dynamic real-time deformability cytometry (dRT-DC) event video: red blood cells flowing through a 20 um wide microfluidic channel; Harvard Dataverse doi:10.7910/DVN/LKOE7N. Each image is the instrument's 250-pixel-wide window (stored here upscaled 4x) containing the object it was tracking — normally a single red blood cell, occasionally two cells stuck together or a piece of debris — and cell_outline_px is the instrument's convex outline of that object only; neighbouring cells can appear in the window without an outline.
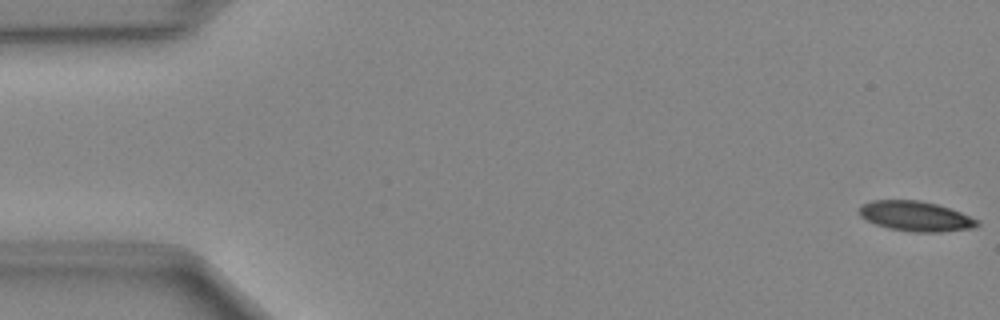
{"species": "Egyptian fruit bat (a non-hibernating species)", "species_latin": "Rousettus aegyptiacus", "temperature_condition": "cold", "stored_images_in_passage": 49, "camera_frame_rate_fps": 3000, "um_per_image_px": 0.085, "animal": {"sex": "female"}, "frame": {"image": 1, "passage_image": 1, "time_ms": 0.0, "image_size_px": [1000, 320], "cell_outline_px": [[980, 224], [972, 228], [940, 232], [912, 232], [888, 228], [876, 224], [860, 216], [860, 208], [864, 204], [872, 200], [920, 200], [936, 204], [960, 212], [980, 220]], "centroid_in_image_um": [77.86, 18.38], "position_along_channel_um": 7.1, "area_um2": 20.46}}
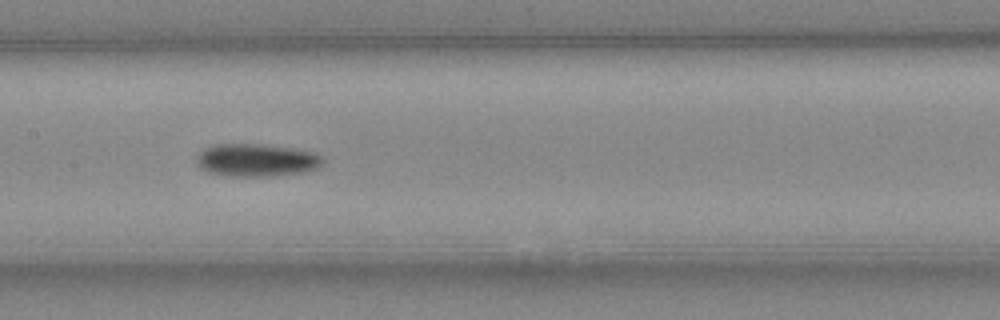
{"frame": {"image": 2, "passage_image": 24, "time_ms": 7.667, "image_size_px": [1000, 320], "cell_outline_px": [[324, 164], [316, 168], [304, 172], [272, 176], [228, 176], [208, 172], [200, 168], [196, 164], [196, 156], [204, 148], [216, 144], [260, 144], [288, 148], [312, 152], [320, 156], [324, 160]], "centroid_in_image_um": [21.76, 13.62], "position_along_channel_um": 185.6, "area_um2": 24.04}}
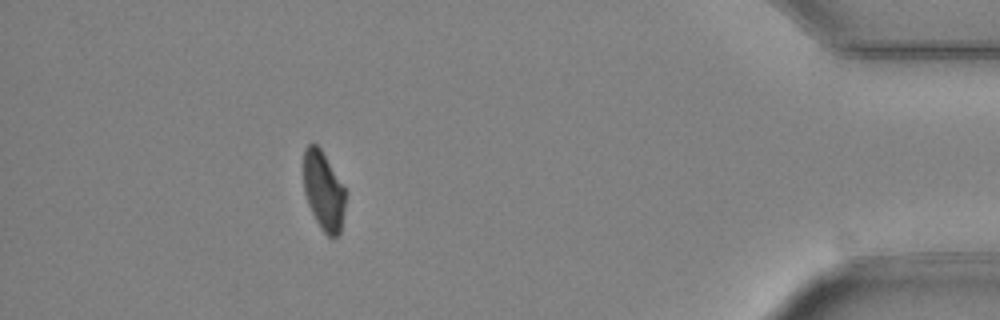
{"frame": {"image": 3, "passage_image": 44, "time_ms": 14.333, "image_size_px": [1000, 320], "cell_outline_px": [[344, 208], [340, 232], [332, 240], [320, 228], [308, 204], [304, 192], [304, 148], [308, 144], [316, 144], [320, 148], [344, 188]], "centroid_in_image_um": [27.47, 16.25], "position_along_channel_um": 407.7, "area_um2": 18.84}}